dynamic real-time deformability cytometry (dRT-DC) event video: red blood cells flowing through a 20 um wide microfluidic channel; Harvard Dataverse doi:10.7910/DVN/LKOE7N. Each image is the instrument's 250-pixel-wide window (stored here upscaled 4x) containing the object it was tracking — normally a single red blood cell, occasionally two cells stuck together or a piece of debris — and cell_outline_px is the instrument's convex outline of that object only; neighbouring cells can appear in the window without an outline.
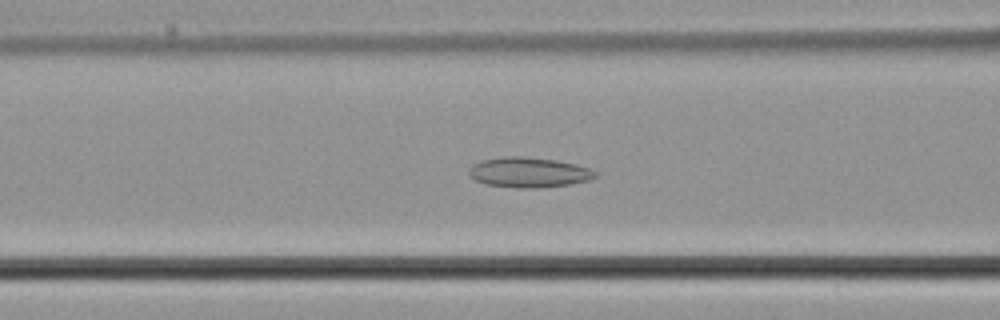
{"species": "common noctule bat (a hibernating species)", "species_latin": "Nyctalus noctula", "temperature_condition": "cold", "stored_images_in_passage": 39, "camera_frame_rate_fps": 3000, "um_per_image_px": 0.085, "animal": {"sex": "male", "body_mass_g": 21.5, "forearm_length_mm": 52.0}, "frame": {"image": 1, "passage_image": 5, "time_ms": 1.333, "image_size_px": [1000, 320], "cell_outline_px": [[596, 176], [592, 180], [568, 184], [540, 188], [516, 188], [484, 184], [468, 176], [468, 172], [472, 164], [480, 160], [504, 156], [520, 156], [556, 160], [576, 164], [588, 168], [596, 172]], "centroid_in_image_um": [44.91, 14.65], "position_along_channel_um": 121.7, "area_um2": 22.37}}
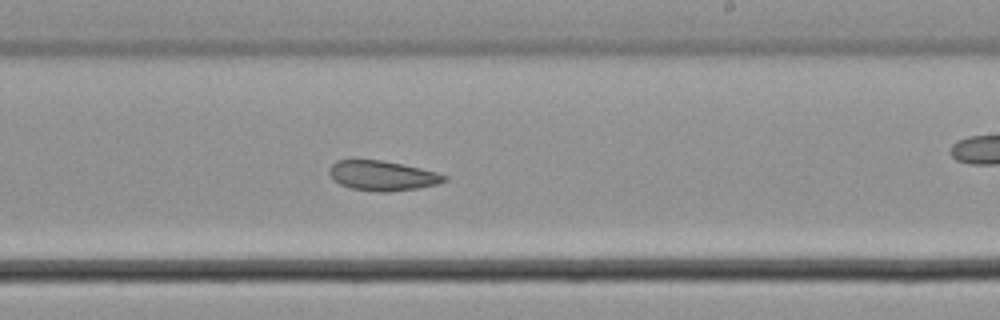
{"frame": {"image": 2, "passage_image": 16, "time_ms": 5.0, "image_size_px": [1000, 320], "cell_outline_px": [[448, 180], [436, 184], [416, 188], [388, 192], [376, 192], [352, 188], [340, 184], [328, 172], [332, 164], [336, 160], [380, 160], [420, 168], [436, 172], [448, 176]], "centroid_in_image_um": [32.52, 14.93], "position_along_channel_um": 256.5, "area_um2": 19.71}}
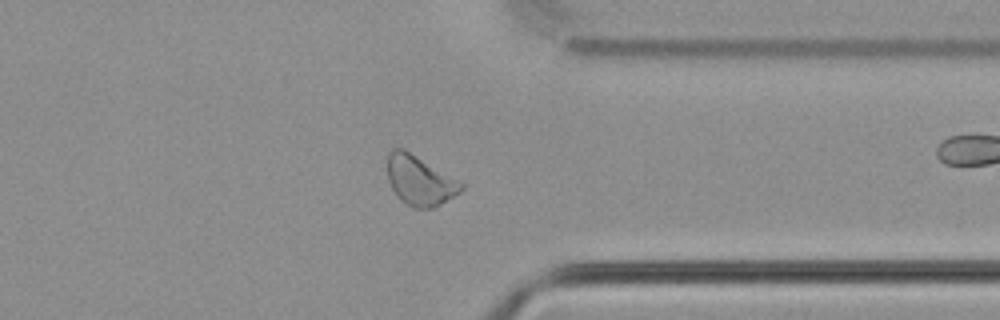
{"frame": {"image": 3, "passage_image": 26, "time_ms": 8.333, "image_size_px": [1000, 320], "cell_outline_px": [[464, 188], [460, 192], [440, 204], [432, 208], [412, 208], [400, 200], [392, 188], [388, 180], [388, 152], [392, 148], [404, 148], [464, 184]], "centroid_in_image_um": [35.65, 15.34], "position_along_channel_um": 375.7, "area_um2": 21.15}}